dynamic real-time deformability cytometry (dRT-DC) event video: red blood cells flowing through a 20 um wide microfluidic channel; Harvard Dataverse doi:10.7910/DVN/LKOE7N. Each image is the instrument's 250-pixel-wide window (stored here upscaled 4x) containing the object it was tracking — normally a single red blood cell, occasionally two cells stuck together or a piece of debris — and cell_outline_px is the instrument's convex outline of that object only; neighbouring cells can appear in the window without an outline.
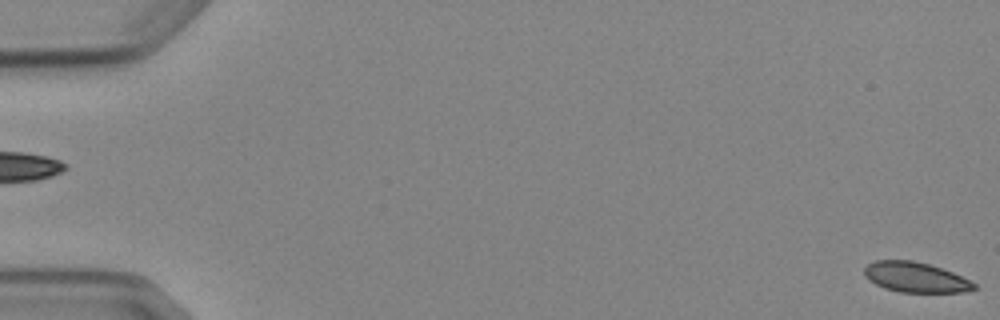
{"species": "Egyptian fruit bat (a non-hibernating species)", "species_latin": "Rousettus aegyptiacus", "temperature_condition": "cold", "stored_images_in_passage": 3, "segment_of_instrument_passage": [2, 2], "camera_frame_rate_fps": 3000, "um_per_image_px": 0.085, "animal": {"sex": "female"}, "frame": {"image": 1, "passage_image": 3, "time_ms": 2.333, "image_size_px": [1000, 320], "cell_outline_px": [[976, 288], [964, 292], [900, 292], [884, 288], [868, 280], [864, 276], [864, 268], [868, 264], [876, 260], [912, 260], [928, 264], [952, 272], [976, 284]], "centroid_in_image_um": [77.78, 23.57], "position_along_channel_um": 7.2, "area_um2": 19.13}}